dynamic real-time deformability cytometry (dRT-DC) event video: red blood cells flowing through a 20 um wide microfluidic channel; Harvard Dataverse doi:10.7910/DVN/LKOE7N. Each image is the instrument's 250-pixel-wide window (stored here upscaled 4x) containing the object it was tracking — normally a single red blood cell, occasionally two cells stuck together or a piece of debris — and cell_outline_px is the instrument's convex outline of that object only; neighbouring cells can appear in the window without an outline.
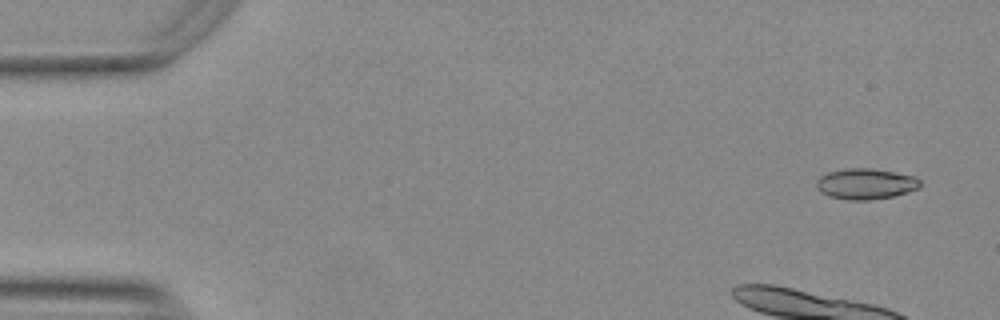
{"species": "Egyptian fruit bat (a non-hibernating species)", "species_latin": "Rousettus aegyptiacus", "temperature_condition": "warm", "stored_images_in_passage": 13, "camera_frame_rate_fps": 3000, "um_per_image_px": 0.085, "animal": {"sex": "female"}, "frame": {"image": 1, "passage_image": 3, "time_ms": 0.667, "image_size_px": [1000, 320], "cell_outline_px": [[920, 188], [908, 192], [892, 196], [868, 200], [848, 200], [828, 196], [816, 184], [816, 180], [820, 176], [828, 172], [844, 168], [872, 168], [916, 176], [920, 180]], "centroid_in_image_um": [73.61, 15.61], "position_along_channel_um": 11.4, "area_um2": 18.55}}